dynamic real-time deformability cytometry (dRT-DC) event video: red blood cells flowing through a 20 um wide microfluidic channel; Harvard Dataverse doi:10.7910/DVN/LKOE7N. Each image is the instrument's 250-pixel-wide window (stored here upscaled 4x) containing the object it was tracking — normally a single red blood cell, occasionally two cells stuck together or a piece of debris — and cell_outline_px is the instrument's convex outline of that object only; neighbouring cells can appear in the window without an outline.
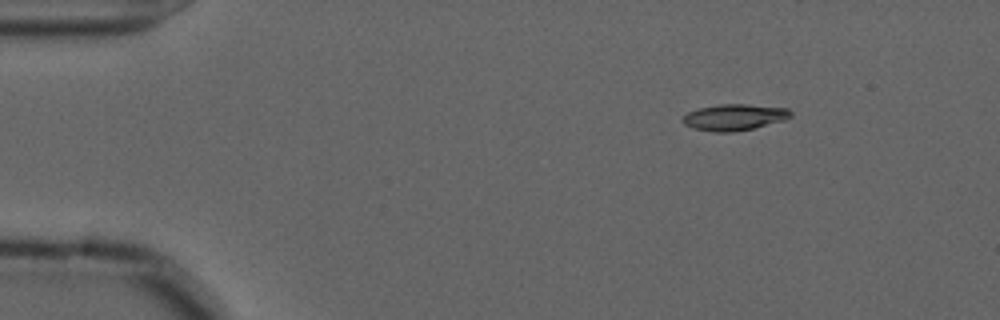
{"species": "common noctule bat (a hibernating species)", "species_latin": "Nyctalus noctula", "temperature_condition": "cold", "stored_images_in_passage": 10, "camera_frame_rate_fps": 3000, "um_per_image_px": 0.085, "animal": {"sex": "male", "forearm_length_mm": 52.5}, "frame": {"image": 1, "passage_image": 1, "time_ms": 0.0, "image_size_px": [1000, 320], "cell_outline_px": [[792, 116], [784, 120], [752, 128], [732, 132], [716, 132], [692, 128], [684, 124], [680, 120], [688, 112], [700, 108], [720, 104], [748, 104], [788, 108], [792, 112]], "centroid_in_image_um": [62.41, 9.96], "position_along_channel_um": 22.6, "area_um2": 16.47}}